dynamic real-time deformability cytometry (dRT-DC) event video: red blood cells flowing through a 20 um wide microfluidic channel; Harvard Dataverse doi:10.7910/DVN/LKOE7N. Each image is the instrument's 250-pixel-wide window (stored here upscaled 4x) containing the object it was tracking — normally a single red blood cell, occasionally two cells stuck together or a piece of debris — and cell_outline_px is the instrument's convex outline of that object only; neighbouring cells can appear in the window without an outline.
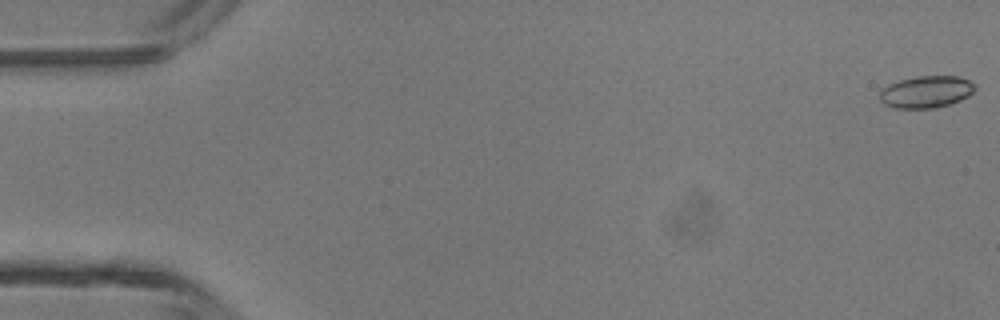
{"species": "common noctule bat (a hibernating species)", "species_latin": "Nyctalus noctula", "temperature_condition": "room temperature", "stored_images_in_passage": 48, "camera_frame_rate_fps": 3000, "um_per_image_px": 0.085, "animal": {"sex": "male", "body_mass_g": 13.3}, "frame": {"image": 1, "passage_image": 1, "time_ms": 0.0, "image_size_px": [1000, 320], "cell_outline_px": [[976, 88], [968, 96], [960, 100], [936, 108], [896, 108], [884, 104], [880, 100], [880, 88], [888, 84], [900, 80], [916, 76], [960, 76], [976, 84]], "centroid_in_image_um": [78.72, 7.8], "position_along_channel_um": 6.3, "area_um2": 17.86}}
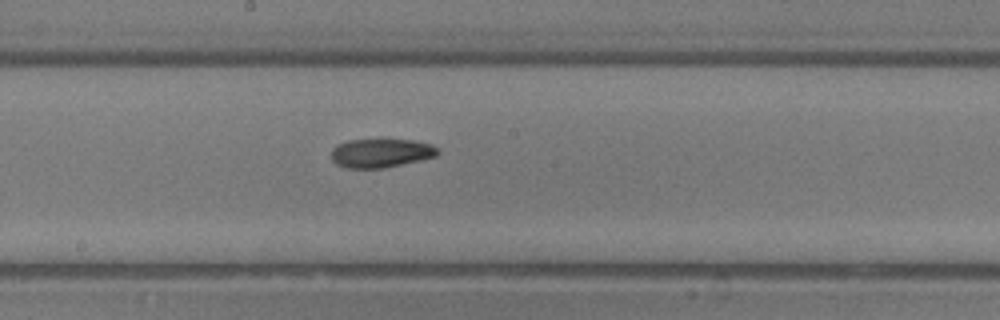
{"frame": {"image": 2, "passage_image": 26, "time_ms": 8.333, "image_size_px": [1000, 320], "cell_outline_px": [[440, 152], [436, 156], [424, 160], [384, 168], [348, 168], [336, 164], [332, 160], [332, 148], [336, 144], [348, 140], [380, 136], [412, 140], [432, 144]], "centroid_in_image_um": [32.39, 12.96], "position_along_channel_um": 215.8, "area_um2": 18.9}}
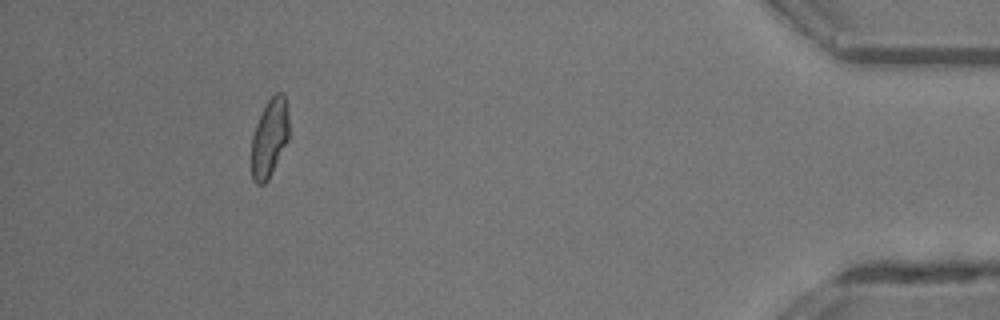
{"frame": {"image": 3, "passage_image": 44, "time_ms": 14.333, "image_size_px": [1000, 320], "cell_outline_px": [[288, 140], [268, 180], [264, 184], [256, 184], [252, 180], [252, 136], [256, 124], [268, 100], [276, 92], [284, 92], [288, 108]], "centroid_in_image_um": [22.92, 11.71], "position_along_channel_um": 412.3, "area_um2": 17.05}, "authors_computed_cell_mechanics": {"area_um2": 18.0914, "velocity_mm_per_s": 4.3671, "shape_relaxation_time_tau1_ms": null, "shape_relaxation_time_tau2_ms": 6.3236, "deformation_change_tau1": null, "deformation_change_tau2": 0.1435}}